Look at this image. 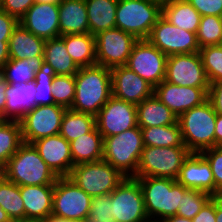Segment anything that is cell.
<instances>
[{
    "mask_svg": "<svg viewBox=\"0 0 222 222\" xmlns=\"http://www.w3.org/2000/svg\"><path fill=\"white\" fill-rule=\"evenodd\" d=\"M71 110L96 116L112 96L111 71L100 65L81 67L74 76Z\"/></svg>",
    "mask_w": 222,
    "mask_h": 222,
    "instance_id": "6da1fadb",
    "label": "cell"
},
{
    "mask_svg": "<svg viewBox=\"0 0 222 222\" xmlns=\"http://www.w3.org/2000/svg\"><path fill=\"white\" fill-rule=\"evenodd\" d=\"M139 181L149 220L162 221L177 215L181 196L188 190L177 180L162 177H134Z\"/></svg>",
    "mask_w": 222,
    "mask_h": 222,
    "instance_id": "7a4b0ae2",
    "label": "cell"
},
{
    "mask_svg": "<svg viewBox=\"0 0 222 222\" xmlns=\"http://www.w3.org/2000/svg\"><path fill=\"white\" fill-rule=\"evenodd\" d=\"M5 174L7 180L18 186L55 185L58 179L36 148L24 142L6 163Z\"/></svg>",
    "mask_w": 222,
    "mask_h": 222,
    "instance_id": "3957f363",
    "label": "cell"
},
{
    "mask_svg": "<svg viewBox=\"0 0 222 222\" xmlns=\"http://www.w3.org/2000/svg\"><path fill=\"white\" fill-rule=\"evenodd\" d=\"M216 115L211 102L207 100L178 117L183 143L191 153H201L215 147Z\"/></svg>",
    "mask_w": 222,
    "mask_h": 222,
    "instance_id": "277c9868",
    "label": "cell"
},
{
    "mask_svg": "<svg viewBox=\"0 0 222 222\" xmlns=\"http://www.w3.org/2000/svg\"><path fill=\"white\" fill-rule=\"evenodd\" d=\"M144 148L141 128L133 127L120 134L104 138L103 160L119 170L125 177L136 174Z\"/></svg>",
    "mask_w": 222,
    "mask_h": 222,
    "instance_id": "5b68a950",
    "label": "cell"
},
{
    "mask_svg": "<svg viewBox=\"0 0 222 222\" xmlns=\"http://www.w3.org/2000/svg\"><path fill=\"white\" fill-rule=\"evenodd\" d=\"M162 16V5L151 0H118L116 27L134 35L138 40L147 39L153 26Z\"/></svg>",
    "mask_w": 222,
    "mask_h": 222,
    "instance_id": "8992f818",
    "label": "cell"
},
{
    "mask_svg": "<svg viewBox=\"0 0 222 222\" xmlns=\"http://www.w3.org/2000/svg\"><path fill=\"white\" fill-rule=\"evenodd\" d=\"M191 152L186 146H144L133 177H162L177 180Z\"/></svg>",
    "mask_w": 222,
    "mask_h": 222,
    "instance_id": "52a82bcc",
    "label": "cell"
},
{
    "mask_svg": "<svg viewBox=\"0 0 222 222\" xmlns=\"http://www.w3.org/2000/svg\"><path fill=\"white\" fill-rule=\"evenodd\" d=\"M89 196L109 195L125 176L105 160L73 166L69 175Z\"/></svg>",
    "mask_w": 222,
    "mask_h": 222,
    "instance_id": "ba28073f",
    "label": "cell"
},
{
    "mask_svg": "<svg viewBox=\"0 0 222 222\" xmlns=\"http://www.w3.org/2000/svg\"><path fill=\"white\" fill-rule=\"evenodd\" d=\"M92 197L69 177H58L54 185L52 216L66 220H86Z\"/></svg>",
    "mask_w": 222,
    "mask_h": 222,
    "instance_id": "9c48e42d",
    "label": "cell"
},
{
    "mask_svg": "<svg viewBox=\"0 0 222 222\" xmlns=\"http://www.w3.org/2000/svg\"><path fill=\"white\" fill-rule=\"evenodd\" d=\"M114 222H147L144 199L139 181L134 177L124 180L109 194Z\"/></svg>",
    "mask_w": 222,
    "mask_h": 222,
    "instance_id": "30bf717a",
    "label": "cell"
},
{
    "mask_svg": "<svg viewBox=\"0 0 222 222\" xmlns=\"http://www.w3.org/2000/svg\"><path fill=\"white\" fill-rule=\"evenodd\" d=\"M138 39L115 27L95 35L96 65L112 69L125 66Z\"/></svg>",
    "mask_w": 222,
    "mask_h": 222,
    "instance_id": "8fae6325",
    "label": "cell"
},
{
    "mask_svg": "<svg viewBox=\"0 0 222 222\" xmlns=\"http://www.w3.org/2000/svg\"><path fill=\"white\" fill-rule=\"evenodd\" d=\"M66 109L58 104L37 105L27 112L19 120L23 142L31 144L40 138L58 135Z\"/></svg>",
    "mask_w": 222,
    "mask_h": 222,
    "instance_id": "7c38bea8",
    "label": "cell"
},
{
    "mask_svg": "<svg viewBox=\"0 0 222 222\" xmlns=\"http://www.w3.org/2000/svg\"><path fill=\"white\" fill-rule=\"evenodd\" d=\"M167 56L147 39L138 40L125 65L154 88L165 80Z\"/></svg>",
    "mask_w": 222,
    "mask_h": 222,
    "instance_id": "4fadbf2b",
    "label": "cell"
},
{
    "mask_svg": "<svg viewBox=\"0 0 222 222\" xmlns=\"http://www.w3.org/2000/svg\"><path fill=\"white\" fill-rule=\"evenodd\" d=\"M147 40L167 57L200 51L196 33L174 26L163 16L153 26Z\"/></svg>",
    "mask_w": 222,
    "mask_h": 222,
    "instance_id": "5bb4252c",
    "label": "cell"
},
{
    "mask_svg": "<svg viewBox=\"0 0 222 222\" xmlns=\"http://www.w3.org/2000/svg\"><path fill=\"white\" fill-rule=\"evenodd\" d=\"M165 81L183 87H210L199 52L168 56Z\"/></svg>",
    "mask_w": 222,
    "mask_h": 222,
    "instance_id": "9a60e30c",
    "label": "cell"
},
{
    "mask_svg": "<svg viewBox=\"0 0 222 222\" xmlns=\"http://www.w3.org/2000/svg\"><path fill=\"white\" fill-rule=\"evenodd\" d=\"M95 124L103 139L120 134L138 126L137 107L111 96L95 116Z\"/></svg>",
    "mask_w": 222,
    "mask_h": 222,
    "instance_id": "2e32d148",
    "label": "cell"
},
{
    "mask_svg": "<svg viewBox=\"0 0 222 222\" xmlns=\"http://www.w3.org/2000/svg\"><path fill=\"white\" fill-rule=\"evenodd\" d=\"M208 90L183 87L163 81L154 88V94L177 117L208 100Z\"/></svg>",
    "mask_w": 222,
    "mask_h": 222,
    "instance_id": "e0dca14e",
    "label": "cell"
},
{
    "mask_svg": "<svg viewBox=\"0 0 222 222\" xmlns=\"http://www.w3.org/2000/svg\"><path fill=\"white\" fill-rule=\"evenodd\" d=\"M112 96L135 105L154 94V87L126 66L110 69Z\"/></svg>",
    "mask_w": 222,
    "mask_h": 222,
    "instance_id": "ac0fdd59",
    "label": "cell"
},
{
    "mask_svg": "<svg viewBox=\"0 0 222 222\" xmlns=\"http://www.w3.org/2000/svg\"><path fill=\"white\" fill-rule=\"evenodd\" d=\"M19 24L45 40L60 37L59 4L35 2L19 20Z\"/></svg>",
    "mask_w": 222,
    "mask_h": 222,
    "instance_id": "d6986e66",
    "label": "cell"
},
{
    "mask_svg": "<svg viewBox=\"0 0 222 222\" xmlns=\"http://www.w3.org/2000/svg\"><path fill=\"white\" fill-rule=\"evenodd\" d=\"M57 177H69L74 166L70 143L60 134L31 143Z\"/></svg>",
    "mask_w": 222,
    "mask_h": 222,
    "instance_id": "ffe728a7",
    "label": "cell"
},
{
    "mask_svg": "<svg viewBox=\"0 0 222 222\" xmlns=\"http://www.w3.org/2000/svg\"><path fill=\"white\" fill-rule=\"evenodd\" d=\"M177 181L187 189L215 196V183L210 164L200 153H191L184 161Z\"/></svg>",
    "mask_w": 222,
    "mask_h": 222,
    "instance_id": "44dd1931",
    "label": "cell"
},
{
    "mask_svg": "<svg viewBox=\"0 0 222 222\" xmlns=\"http://www.w3.org/2000/svg\"><path fill=\"white\" fill-rule=\"evenodd\" d=\"M54 185L20 186L25 221H45L52 215Z\"/></svg>",
    "mask_w": 222,
    "mask_h": 222,
    "instance_id": "7402d4cb",
    "label": "cell"
},
{
    "mask_svg": "<svg viewBox=\"0 0 222 222\" xmlns=\"http://www.w3.org/2000/svg\"><path fill=\"white\" fill-rule=\"evenodd\" d=\"M45 39L37 37L18 24L9 39L10 60H31L39 63L44 57Z\"/></svg>",
    "mask_w": 222,
    "mask_h": 222,
    "instance_id": "603a6c76",
    "label": "cell"
},
{
    "mask_svg": "<svg viewBox=\"0 0 222 222\" xmlns=\"http://www.w3.org/2000/svg\"><path fill=\"white\" fill-rule=\"evenodd\" d=\"M60 36L89 33L85 0H62L59 4Z\"/></svg>",
    "mask_w": 222,
    "mask_h": 222,
    "instance_id": "cb8c5ba5",
    "label": "cell"
},
{
    "mask_svg": "<svg viewBox=\"0 0 222 222\" xmlns=\"http://www.w3.org/2000/svg\"><path fill=\"white\" fill-rule=\"evenodd\" d=\"M35 84H9L6 89L5 120L19 121L35 107Z\"/></svg>",
    "mask_w": 222,
    "mask_h": 222,
    "instance_id": "d4e9b609",
    "label": "cell"
},
{
    "mask_svg": "<svg viewBox=\"0 0 222 222\" xmlns=\"http://www.w3.org/2000/svg\"><path fill=\"white\" fill-rule=\"evenodd\" d=\"M136 107L139 127L173 125L178 119L155 94L137 104Z\"/></svg>",
    "mask_w": 222,
    "mask_h": 222,
    "instance_id": "484cf974",
    "label": "cell"
},
{
    "mask_svg": "<svg viewBox=\"0 0 222 222\" xmlns=\"http://www.w3.org/2000/svg\"><path fill=\"white\" fill-rule=\"evenodd\" d=\"M69 143L74 166L103 159L104 139L96 126Z\"/></svg>",
    "mask_w": 222,
    "mask_h": 222,
    "instance_id": "4316f807",
    "label": "cell"
},
{
    "mask_svg": "<svg viewBox=\"0 0 222 222\" xmlns=\"http://www.w3.org/2000/svg\"><path fill=\"white\" fill-rule=\"evenodd\" d=\"M89 33L93 36L116 27L118 0H85Z\"/></svg>",
    "mask_w": 222,
    "mask_h": 222,
    "instance_id": "83f0119b",
    "label": "cell"
},
{
    "mask_svg": "<svg viewBox=\"0 0 222 222\" xmlns=\"http://www.w3.org/2000/svg\"><path fill=\"white\" fill-rule=\"evenodd\" d=\"M162 16L174 26L193 33H197L202 17L186 0H172L162 5Z\"/></svg>",
    "mask_w": 222,
    "mask_h": 222,
    "instance_id": "f1b7e54d",
    "label": "cell"
},
{
    "mask_svg": "<svg viewBox=\"0 0 222 222\" xmlns=\"http://www.w3.org/2000/svg\"><path fill=\"white\" fill-rule=\"evenodd\" d=\"M65 42L68 54L81 67L96 65L95 36L90 33L60 36Z\"/></svg>",
    "mask_w": 222,
    "mask_h": 222,
    "instance_id": "f546056e",
    "label": "cell"
},
{
    "mask_svg": "<svg viewBox=\"0 0 222 222\" xmlns=\"http://www.w3.org/2000/svg\"><path fill=\"white\" fill-rule=\"evenodd\" d=\"M43 61L54 69L56 75L75 76L79 70L68 54L65 42L60 37L45 41Z\"/></svg>",
    "mask_w": 222,
    "mask_h": 222,
    "instance_id": "4dcf8cb0",
    "label": "cell"
},
{
    "mask_svg": "<svg viewBox=\"0 0 222 222\" xmlns=\"http://www.w3.org/2000/svg\"><path fill=\"white\" fill-rule=\"evenodd\" d=\"M144 146H185L178 121L173 125L140 127Z\"/></svg>",
    "mask_w": 222,
    "mask_h": 222,
    "instance_id": "1f68e13d",
    "label": "cell"
},
{
    "mask_svg": "<svg viewBox=\"0 0 222 222\" xmlns=\"http://www.w3.org/2000/svg\"><path fill=\"white\" fill-rule=\"evenodd\" d=\"M95 116L66 109L60 127V135L68 142L89 133L94 127Z\"/></svg>",
    "mask_w": 222,
    "mask_h": 222,
    "instance_id": "d6a6232c",
    "label": "cell"
},
{
    "mask_svg": "<svg viewBox=\"0 0 222 222\" xmlns=\"http://www.w3.org/2000/svg\"><path fill=\"white\" fill-rule=\"evenodd\" d=\"M23 143L19 121H0V164L6 165Z\"/></svg>",
    "mask_w": 222,
    "mask_h": 222,
    "instance_id": "836d02e7",
    "label": "cell"
},
{
    "mask_svg": "<svg viewBox=\"0 0 222 222\" xmlns=\"http://www.w3.org/2000/svg\"><path fill=\"white\" fill-rule=\"evenodd\" d=\"M0 206L13 222L25 221V208L20 186L6 178L0 183Z\"/></svg>",
    "mask_w": 222,
    "mask_h": 222,
    "instance_id": "e575fe53",
    "label": "cell"
},
{
    "mask_svg": "<svg viewBox=\"0 0 222 222\" xmlns=\"http://www.w3.org/2000/svg\"><path fill=\"white\" fill-rule=\"evenodd\" d=\"M56 76L54 69L41 60L36 65L34 84H35V106L54 104L52 88L53 78Z\"/></svg>",
    "mask_w": 222,
    "mask_h": 222,
    "instance_id": "d590c367",
    "label": "cell"
},
{
    "mask_svg": "<svg viewBox=\"0 0 222 222\" xmlns=\"http://www.w3.org/2000/svg\"><path fill=\"white\" fill-rule=\"evenodd\" d=\"M36 63L31 60H9L0 74L9 84H25L34 81Z\"/></svg>",
    "mask_w": 222,
    "mask_h": 222,
    "instance_id": "8d00e7d4",
    "label": "cell"
},
{
    "mask_svg": "<svg viewBox=\"0 0 222 222\" xmlns=\"http://www.w3.org/2000/svg\"><path fill=\"white\" fill-rule=\"evenodd\" d=\"M196 36L200 48L222 45V17L202 16Z\"/></svg>",
    "mask_w": 222,
    "mask_h": 222,
    "instance_id": "74e56055",
    "label": "cell"
},
{
    "mask_svg": "<svg viewBox=\"0 0 222 222\" xmlns=\"http://www.w3.org/2000/svg\"><path fill=\"white\" fill-rule=\"evenodd\" d=\"M199 53L209 82L222 80V45L202 47Z\"/></svg>",
    "mask_w": 222,
    "mask_h": 222,
    "instance_id": "f35d334b",
    "label": "cell"
},
{
    "mask_svg": "<svg viewBox=\"0 0 222 222\" xmlns=\"http://www.w3.org/2000/svg\"><path fill=\"white\" fill-rule=\"evenodd\" d=\"M211 197L209 193L204 191L188 189L181 196L177 216L193 219Z\"/></svg>",
    "mask_w": 222,
    "mask_h": 222,
    "instance_id": "ab89813d",
    "label": "cell"
},
{
    "mask_svg": "<svg viewBox=\"0 0 222 222\" xmlns=\"http://www.w3.org/2000/svg\"><path fill=\"white\" fill-rule=\"evenodd\" d=\"M52 94L54 104H58L71 108L75 97V78L72 75L60 76L56 75L53 78Z\"/></svg>",
    "mask_w": 222,
    "mask_h": 222,
    "instance_id": "60d3db41",
    "label": "cell"
},
{
    "mask_svg": "<svg viewBox=\"0 0 222 222\" xmlns=\"http://www.w3.org/2000/svg\"><path fill=\"white\" fill-rule=\"evenodd\" d=\"M88 222H114L110 195L92 197Z\"/></svg>",
    "mask_w": 222,
    "mask_h": 222,
    "instance_id": "b9f144b4",
    "label": "cell"
},
{
    "mask_svg": "<svg viewBox=\"0 0 222 222\" xmlns=\"http://www.w3.org/2000/svg\"><path fill=\"white\" fill-rule=\"evenodd\" d=\"M210 164L215 183V196L222 195V146H215L200 153Z\"/></svg>",
    "mask_w": 222,
    "mask_h": 222,
    "instance_id": "7bdbcfd3",
    "label": "cell"
},
{
    "mask_svg": "<svg viewBox=\"0 0 222 222\" xmlns=\"http://www.w3.org/2000/svg\"><path fill=\"white\" fill-rule=\"evenodd\" d=\"M34 3L35 0H0V9L19 21Z\"/></svg>",
    "mask_w": 222,
    "mask_h": 222,
    "instance_id": "ee69618b",
    "label": "cell"
},
{
    "mask_svg": "<svg viewBox=\"0 0 222 222\" xmlns=\"http://www.w3.org/2000/svg\"><path fill=\"white\" fill-rule=\"evenodd\" d=\"M201 16H222V0H186Z\"/></svg>",
    "mask_w": 222,
    "mask_h": 222,
    "instance_id": "f6af8a7d",
    "label": "cell"
},
{
    "mask_svg": "<svg viewBox=\"0 0 222 222\" xmlns=\"http://www.w3.org/2000/svg\"><path fill=\"white\" fill-rule=\"evenodd\" d=\"M19 21L0 9V42H9L14 28Z\"/></svg>",
    "mask_w": 222,
    "mask_h": 222,
    "instance_id": "bcb514c9",
    "label": "cell"
},
{
    "mask_svg": "<svg viewBox=\"0 0 222 222\" xmlns=\"http://www.w3.org/2000/svg\"><path fill=\"white\" fill-rule=\"evenodd\" d=\"M216 221V196H212L201 208L200 212L192 219V222Z\"/></svg>",
    "mask_w": 222,
    "mask_h": 222,
    "instance_id": "7dc6e473",
    "label": "cell"
},
{
    "mask_svg": "<svg viewBox=\"0 0 222 222\" xmlns=\"http://www.w3.org/2000/svg\"><path fill=\"white\" fill-rule=\"evenodd\" d=\"M208 100L211 102L214 111L222 115V80L210 83Z\"/></svg>",
    "mask_w": 222,
    "mask_h": 222,
    "instance_id": "c3c4849f",
    "label": "cell"
},
{
    "mask_svg": "<svg viewBox=\"0 0 222 222\" xmlns=\"http://www.w3.org/2000/svg\"><path fill=\"white\" fill-rule=\"evenodd\" d=\"M8 81L0 74V118L5 120L6 89Z\"/></svg>",
    "mask_w": 222,
    "mask_h": 222,
    "instance_id": "681fc988",
    "label": "cell"
},
{
    "mask_svg": "<svg viewBox=\"0 0 222 222\" xmlns=\"http://www.w3.org/2000/svg\"><path fill=\"white\" fill-rule=\"evenodd\" d=\"M9 42H0V70L8 63L9 57Z\"/></svg>",
    "mask_w": 222,
    "mask_h": 222,
    "instance_id": "f907efd6",
    "label": "cell"
},
{
    "mask_svg": "<svg viewBox=\"0 0 222 222\" xmlns=\"http://www.w3.org/2000/svg\"><path fill=\"white\" fill-rule=\"evenodd\" d=\"M215 146H222V115H216L215 122Z\"/></svg>",
    "mask_w": 222,
    "mask_h": 222,
    "instance_id": "816d5d0a",
    "label": "cell"
},
{
    "mask_svg": "<svg viewBox=\"0 0 222 222\" xmlns=\"http://www.w3.org/2000/svg\"><path fill=\"white\" fill-rule=\"evenodd\" d=\"M222 222V195L216 196V221Z\"/></svg>",
    "mask_w": 222,
    "mask_h": 222,
    "instance_id": "f5cc1de1",
    "label": "cell"
},
{
    "mask_svg": "<svg viewBox=\"0 0 222 222\" xmlns=\"http://www.w3.org/2000/svg\"><path fill=\"white\" fill-rule=\"evenodd\" d=\"M160 222H192V219L174 215V216H170L168 218H165Z\"/></svg>",
    "mask_w": 222,
    "mask_h": 222,
    "instance_id": "db71d44e",
    "label": "cell"
},
{
    "mask_svg": "<svg viewBox=\"0 0 222 222\" xmlns=\"http://www.w3.org/2000/svg\"><path fill=\"white\" fill-rule=\"evenodd\" d=\"M43 222H88V220H66V219H60L54 216H49L45 221Z\"/></svg>",
    "mask_w": 222,
    "mask_h": 222,
    "instance_id": "11a10c76",
    "label": "cell"
},
{
    "mask_svg": "<svg viewBox=\"0 0 222 222\" xmlns=\"http://www.w3.org/2000/svg\"><path fill=\"white\" fill-rule=\"evenodd\" d=\"M0 222H13L1 206H0Z\"/></svg>",
    "mask_w": 222,
    "mask_h": 222,
    "instance_id": "9f6ffc18",
    "label": "cell"
},
{
    "mask_svg": "<svg viewBox=\"0 0 222 222\" xmlns=\"http://www.w3.org/2000/svg\"><path fill=\"white\" fill-rule=\"evenodd\" d=\"M38 3L60 4L62 0H35Z\"/></svg>",
    "mask_w": 222,
    "mask_h": 222,
    "instance_id": "6f0895ef",
    "label": "cell"
},
{
    "mask_svg": "<svg viewBox=\"0 0 222 222\" xmlns=\"http://www.w3.org/2000/svg\"><path fill=\"white\" fill-rule=\"evenodd\" d=\"M6 178L5 166L0 164V183Z\"/></svg>",
    "mask_w": 222,
    "mask_h": 222,
    "instance_id": "680465c9",
    "label": "cell"
},
{
    "mask_svg": "<svg viewBox=\"0 0 222 222\" xmlns=\"http://www.w3.org/2000/svg\"><path fill=\"white\" fill-rule=\"evenodd\" d=\"M151 1L157 2V3L161 4V5H164L166 3L171 2L172 0H151Z\"/></svg>",
    "mask_w": 222,
    "mask_h": 222,
    "instance_id": "91938a15",
    "label": "cell"
},
{
    "mask_svg": "<svg viewBox=\"0 0 222 222\" xmlns=\"http://www.w3.org/2000/svg\"><path fill=\"white\" fill-rule=\"evenodd\" d=\"M14 222H41V221H14Z\"/></svg>",
    "mask_w": 222,
    "mask_h": 222,
    "instance_id": "94428289",
    "label": "cell"
}]
</instances>
